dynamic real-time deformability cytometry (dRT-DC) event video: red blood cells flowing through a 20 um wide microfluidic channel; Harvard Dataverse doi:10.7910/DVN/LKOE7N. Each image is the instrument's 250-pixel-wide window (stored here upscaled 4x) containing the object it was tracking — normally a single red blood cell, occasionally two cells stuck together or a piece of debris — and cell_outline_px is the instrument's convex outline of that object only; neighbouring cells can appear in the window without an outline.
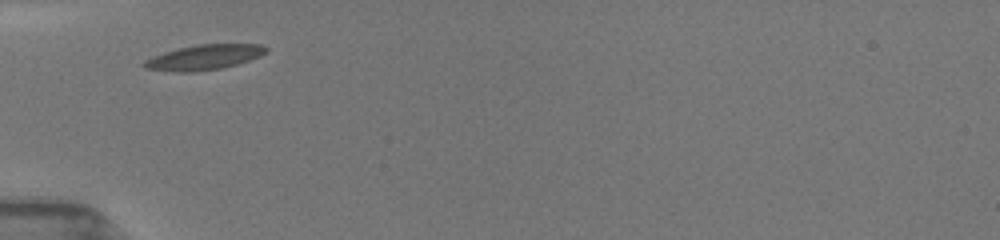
{"species": "common noctule bat (a hibernating species)", "species_latin": "Nyctalus noctula", "temperature_condition": "room temperature", "stored_images_in_passage": 5, "camera_frame_rate_fps": 3000, "um_per_image_px": 0.085, "animal": {"sex": "female", "body_mass_g": 19.5, "forearm_length_mm": 54.1}, "frame": {"image": 1, "passage_image": 1, "time_ms": 0.0, "image_size_px": [1000, 240], "cell_outline_px": [[268, 52], [260, 56], [236, 64], [220, 68], [196, 72], [176, 72], [144, 68], [140, 64], [144, 60], [164, 52], [196, 44], [260, 44], [268, 48]], "centroid_in_image_um": [17.33, 4.87], "position_along_channel_um": 67.7, "area_um2": 17.8}}
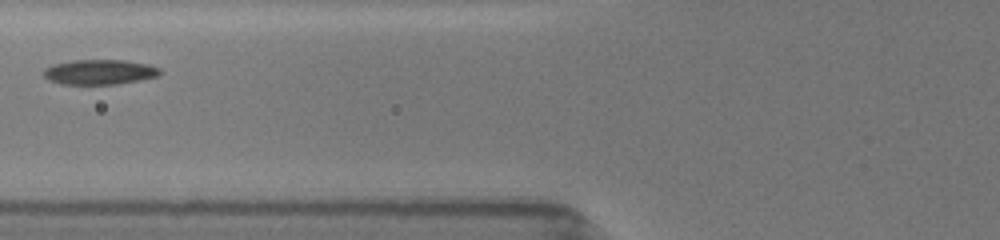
{"frame": {"image": 2, "passage_image": 2, "time_ms": 1.333, "image_size_px": [1000, 240], "cell_outline_px": [[160, 76], [140, 80], [116, 84], [60, 84], [48, 80], [44, 76], [44, 68], [52, 64], [72, 60], [124, 60], [148, 64], [160, 68]], "centroid_in_image_um": [8.45, 6.12], "position_along_channel_um": 117.3, "area_um2": 17.05}}
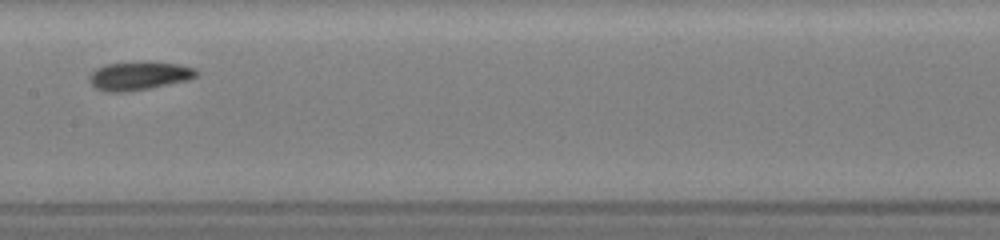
{"frame": {"image": 3, "passage_image": 4, "time_ms": 3.333, "image_size_px": [1000, 240], "cell_outline_px": [[200, 72], [196, 76], [188, 80], [148, 88], [124, 92], [104, 92], [96, 88], [88, 80], [88, 76], [96, 68], [108, 64], [140, 60], [148, 60], [180, 64], [196, 68]], "centroid_in_image_um": [11.83, 6.41], "position_along_channel_um": 195.6, "area_um2": 18.21}}